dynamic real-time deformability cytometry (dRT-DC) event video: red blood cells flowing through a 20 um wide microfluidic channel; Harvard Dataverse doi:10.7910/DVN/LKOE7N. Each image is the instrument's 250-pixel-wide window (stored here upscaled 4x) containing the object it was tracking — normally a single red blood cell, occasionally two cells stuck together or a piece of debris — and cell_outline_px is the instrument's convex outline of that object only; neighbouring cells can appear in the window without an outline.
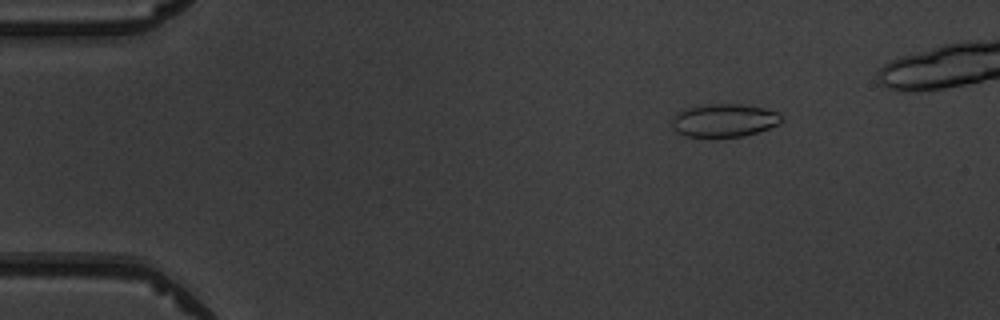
{"species": "common noctule bat (a hibernating species)", "species_latin": "Nyctalus noctula", "temperature_condition": "warm", "stored_images_in_passage": 5, "camera_frame_rate_fps": 3000, "um_per_image_px": 0.085, "animal": {"sex": "male", "body_mass_g": 19.5, "forearm_length_mm": 54.6}, "frame": {"image": 1, "passage_image": 2, "time_ms": 1.333, "image_size_px": [1000, 320], "cell_outline_px": [[784, 120], [780, 124], [744, 136], [684, 136], [672, 128], [672, 120], [680, 112], [688, 108], [704, 104], [744, 104], [764, 108], [780, 112], [784, 116]], "centroid_in_image_um": [61.63, 10.22], "position_along_channel_um": 23.4, "area_um2": 21.04}}